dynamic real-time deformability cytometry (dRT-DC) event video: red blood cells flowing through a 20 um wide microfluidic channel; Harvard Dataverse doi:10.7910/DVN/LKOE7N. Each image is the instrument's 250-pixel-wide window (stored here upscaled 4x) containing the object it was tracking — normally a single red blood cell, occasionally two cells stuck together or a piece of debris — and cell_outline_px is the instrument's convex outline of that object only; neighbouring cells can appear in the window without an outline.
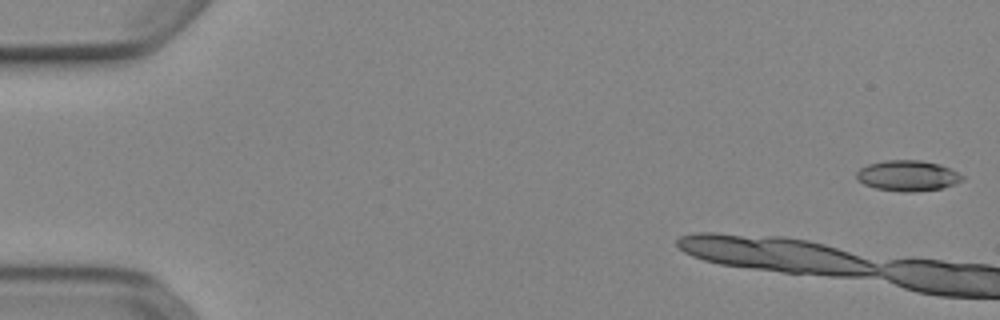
{"species": "Egyptian fruit bat (a non-hibernating species)", "species_latin": "Rousettus aegyptiacus", "temperature_condition": "cold", "stored_images_in_passage": 5, "camera_frame_rate_fps": 3000, "um_per_image_px": 0.085, "animal": {"sex": "female"}, "frame": {"image": 1, "passage_image": 1, "time_ms": 0.0, "image_size_px": [1000, 320], "cell_outline_px": [[964, 180], [940, 188], [912, 192], [900, 192], [876, 188], [864, 184], [856, 180], [856, 172], [860, 168], [868, 164], [884, 160], [920, 160], [940, 164], [964, 176]], "centroid_in_image_um": [77.11, 14.93], "position_along_channel_um": 7.9, "area_um2": 18.84}}